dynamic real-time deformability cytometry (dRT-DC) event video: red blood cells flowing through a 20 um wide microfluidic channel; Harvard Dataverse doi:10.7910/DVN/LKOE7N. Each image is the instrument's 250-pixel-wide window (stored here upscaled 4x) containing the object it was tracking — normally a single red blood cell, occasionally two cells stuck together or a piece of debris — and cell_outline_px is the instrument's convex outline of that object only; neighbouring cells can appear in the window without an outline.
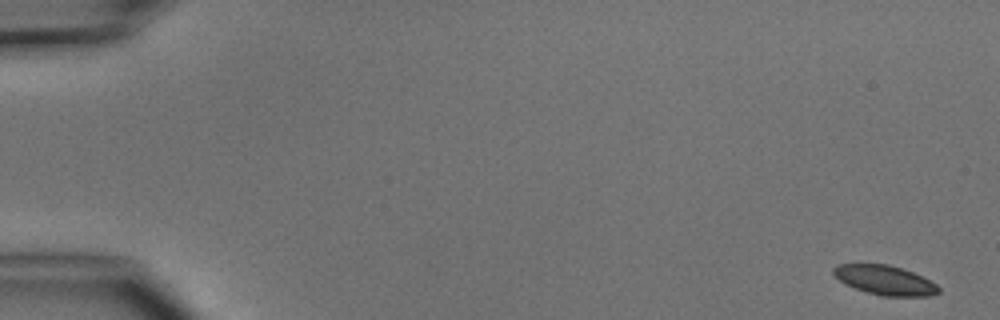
{"species": "common noctule bat (a hibernating species)", "species_latin": "Nyctalus noctula", "temperature_condition": "cold", "stored_images_in_passage": 5, "camera_frame_rate_fps": 3000, "um_per_image_px": 0.085, "animal": {"sex": "male", "body_mass_g": 15.6}, "frame": {"image": 1, "passage_image": 1, "time_ms": 0.0, "image_size_px": [1000, 320], "cell_outline_px": [[940, 292], [932, 296], [880, 296], [844, 284], [832, 272], [832, 268], [836, 264], [888, 264], [912, 272], [936, 284], [940, 288]], "centroid_in_image_um": [75.21, 23.82], "position_along_channel_um": 9.8, "area_um2": 17.92}}
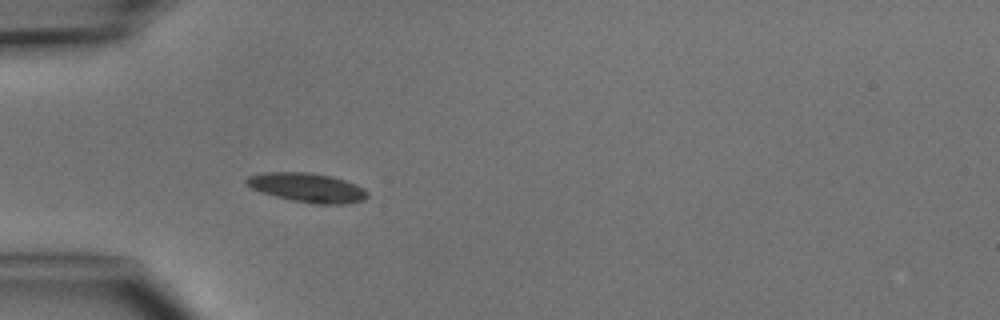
{"frame": {"image": 2, "passage_image": 5, "time_ms": 4.667, "image_size_px": [1000, 320], "cell_outline_px": [[368, 196], [364, 200], [344, 204], [316, 204], [292, 200], [260, 192], [252, 188], [244, 180], [248, 176], [264, 172], [308, 172], [332, 176], [356, 184], [364, 188], [368, 192]], "centroid_in_image_um": [26.14, 15.94], "position_along_channel_um": 58.9, "area_um2": 20.58}}